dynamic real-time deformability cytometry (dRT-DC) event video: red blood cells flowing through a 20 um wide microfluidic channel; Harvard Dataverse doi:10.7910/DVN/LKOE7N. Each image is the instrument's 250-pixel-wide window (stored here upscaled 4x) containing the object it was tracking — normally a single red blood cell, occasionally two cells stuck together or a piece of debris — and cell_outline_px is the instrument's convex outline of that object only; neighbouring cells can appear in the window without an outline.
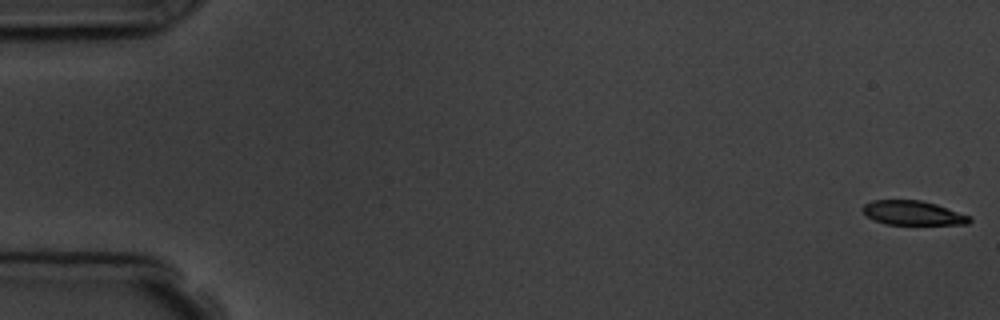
{"species": "common noctule bat (a hibernating species)", "species_latin": "Nyctalus noctula", "temperature_condition": "room temperature", "stored_images_in_passage": 5, "camera_frame_rate_fps": 3000, "um_per_image_px": 0.085, "animal": {"sex": "male", "body_mass_g": 19.5, "forearm_length_mm": 54.6}, "frame": {"image": 1, "passage_image": 1, "time_ms": 0.0, "image_size_px": [1000, 320], "cell_outline_px": [[972, 220], [968, 224], [884, 224], [868, 216], [860, 208], [864, 204], [872, 200], [920, 200], [936, 204], [972, 216]], "centroid_in_image_um": [77.61, 18.09], "position_along_channel_um": 7.4, "area_um2": 15.09}}
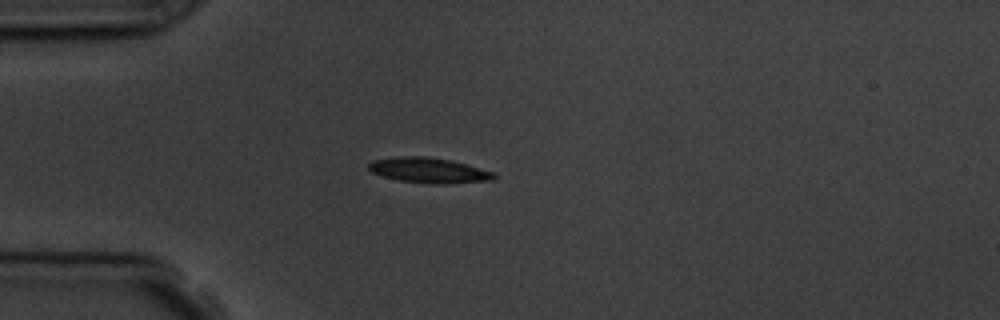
{"frame": {"image": 2, "passage_image": 5, "time_ms": 4.667, "image_size_px": [1000, 320], "cell_outline_px": [[496, 176], [492, 180], [440, 184], [428, 184], [396, 180], [372, 172], [368, 168], [368, 164], [372, 160], [400, 156], [424, 156], [452, 160], [496, 172]], "centroid_in_image_um": [36.46, 14.47], "position_along_channel_um": 48.5, "area_um2": 18.55}}